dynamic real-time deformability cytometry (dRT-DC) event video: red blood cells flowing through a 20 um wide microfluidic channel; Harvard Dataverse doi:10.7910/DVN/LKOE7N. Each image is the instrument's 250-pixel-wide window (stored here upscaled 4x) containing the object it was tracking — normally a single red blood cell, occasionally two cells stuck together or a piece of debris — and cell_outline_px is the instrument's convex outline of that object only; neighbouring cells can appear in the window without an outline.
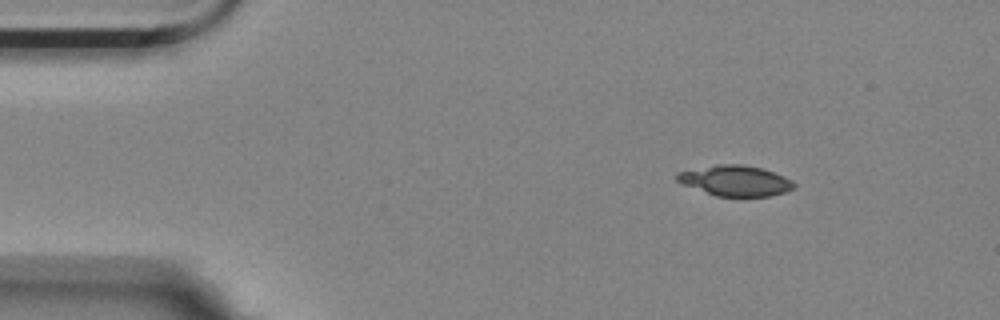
{"species": "Egyptian fruit bat (a non-hibernating species)", "species_latin": "Rousettus aegyptiacus", "temperature_condition": "room temperature", "stored_images_in_passage": 50, "camera_frame_rate_fps": 3000, "um_per_image_px": 0.085, "animal": {"sex": "female"}, "frame": {"image": 1, "passage_image": 1, "time_ms": 0.0, "image_size_px": [1000, 320], "cell_outline_px": [[796, 188], [772, 196], [716, 196], [680, 184], [676, 180], [676, 172], [716, 164], [740, 164], [764, 168], [784, 176], [792, 180], [796, 184]], "centroid_in_image_um": [62.5, 15.35], "position_along_channel_um": 22.5, "area_um2": 21.1}}
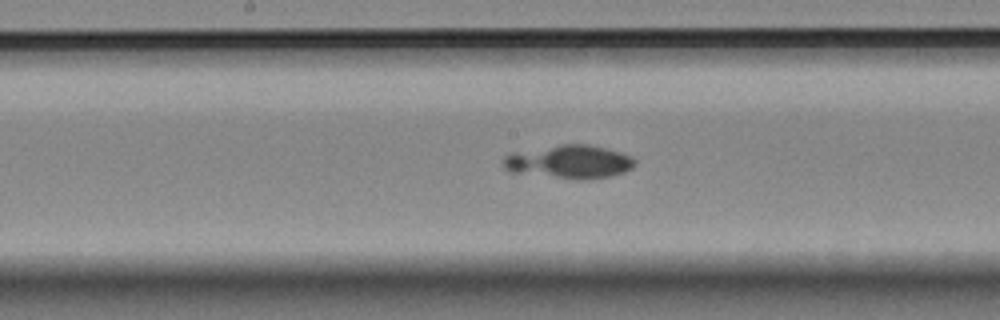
{"frame": {"image": 2, "passage_image": 22, "time_ms": 7.0, "image_size_px": [1000, 320], "cell_outline_px": [[636, 164], [632, 168], [624, 172], [608, 176], [584, 180], [576, 180], [508, 172], [504, 168], [504, 156], [512, 152], [560, 144], [588, 144], [620, 152], [632, 156], [636, 160]], "centroid_in_image_um": [48.37, 13.76], "position_along_channel_um": 199.8, "area_um2": 25.89}}
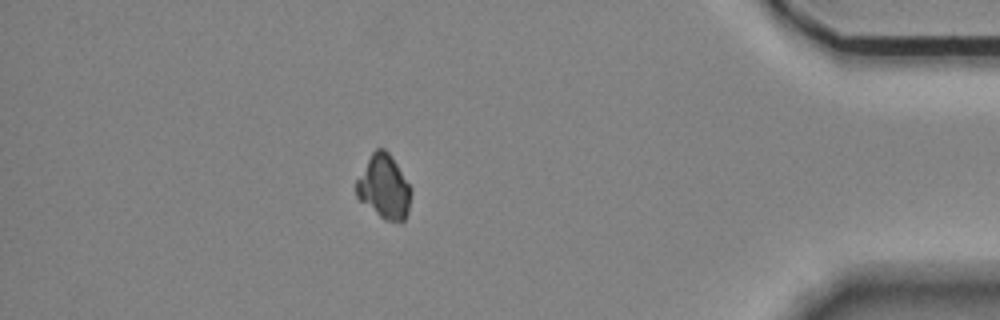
{"frame": {"image": 3, "passage_image": 43, "time_ms": 14.0, "image_size_px": [1000, 320], "cell_outline_px": [[412, 192], [408, 212], [404, 220], [400, 224], [384, 220], [360, 200], [356, 196], [356, 180], [372, 152], [376, 148], [384, 148], [392, 156], [412, 188]], "centroid_in_image_um": [32.67, 15.91], "position_along_channel_um": 402.5, "area_um2": 20.58}}